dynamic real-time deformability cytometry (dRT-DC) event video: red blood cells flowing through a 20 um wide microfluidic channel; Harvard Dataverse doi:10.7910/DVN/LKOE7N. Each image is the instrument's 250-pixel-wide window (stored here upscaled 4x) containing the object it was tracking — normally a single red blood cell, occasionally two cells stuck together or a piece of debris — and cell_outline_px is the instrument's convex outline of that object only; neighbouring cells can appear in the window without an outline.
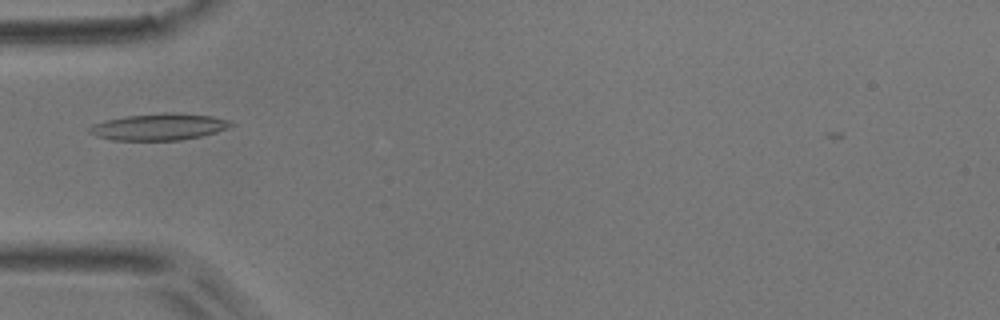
{"species": "common noctule bat (a hibernating species)", "species_latin": "Nyctalus noctula", "temperature_condition": "room temperature", "stored_images_in_passage": 4, "camera_frame_rate_fps": 3000, "um_per_image_px": 0.085, "animal": {"sex": "male", "body_mass_g": 17.9}, "frame": {"image": 1, "passage_image": 4, "time_ms": 3.333, "image_size_px": [1000, 320], "cell_outline_px": [[236, 124], [228, 128], [216, 132], [200, 136], [180, 140], [112, 140], [96, 136], [88, 132], [88, 128], [92, 124], [104, 120], [124, 116], [168, 112], [176, 112], [212, 116], [232, 120]], "centroid_in_image_um": [13.53, 10.77], "position_along_channel_um": 71.5, "area_um2": 22.25}}